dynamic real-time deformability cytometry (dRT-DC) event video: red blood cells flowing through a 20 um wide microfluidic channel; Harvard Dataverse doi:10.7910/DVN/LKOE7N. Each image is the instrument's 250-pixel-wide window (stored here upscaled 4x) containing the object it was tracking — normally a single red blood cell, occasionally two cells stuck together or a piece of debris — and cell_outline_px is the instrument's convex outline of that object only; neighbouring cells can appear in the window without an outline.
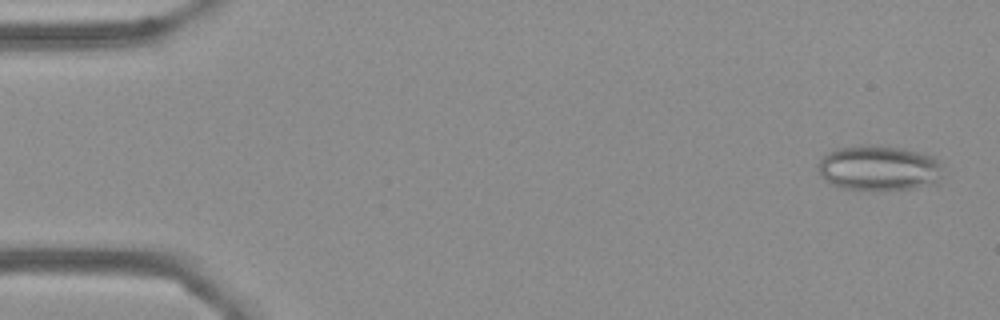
{"species": "Egyptian fruit bat (a non-hibernating species)", "species_latin": "Rousettus aegyptiacus", "temperature_condition": "cold", "stored_images_in_passage": 55, "camera_frame_rate_fps": 3000, "um_per_image_px": 0.085, "frame": {"image": 1, "passage_image": 2, "time_ms": 0.333, "image_size_px": [1000, 320], "cell_outline_px": [[944, 164], [940, 176], [936, 184], [916, 188], [880, 192], [844, 188], [832, 184], [820, 176], [816, 168], [816, 164], [828, 152], [836, 148], [860, 144], [876, 144], [904, 148], [924, 152], [940, 160]], "centroid_in_image_um": [74.73, 14.28], "position_along_channel_um": 10.3, "area_um2": 34.28}}
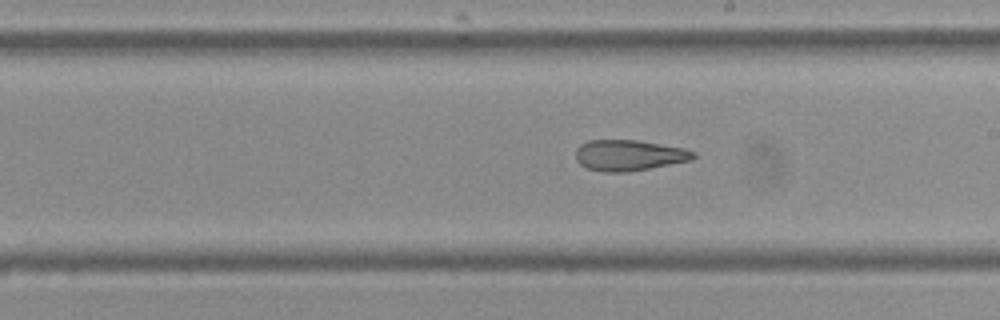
{"frame": {"image": 2, "passage_image": 31, "time_ms": 10.0, "image_size_px": [1000, 320], "cell_outline_px": [[696, 156], [692, 160], [628, 172], [604, 172], [588, 168], [580, 164], [576, 160], [576, 148], [580, 144], [588, 140], [640, 140], [684, 148], [696, 152]], "centroid_in_image_um": [53.47, 13.19], "position_along_channel_um": 235.5, "area_um2": 21.27}}
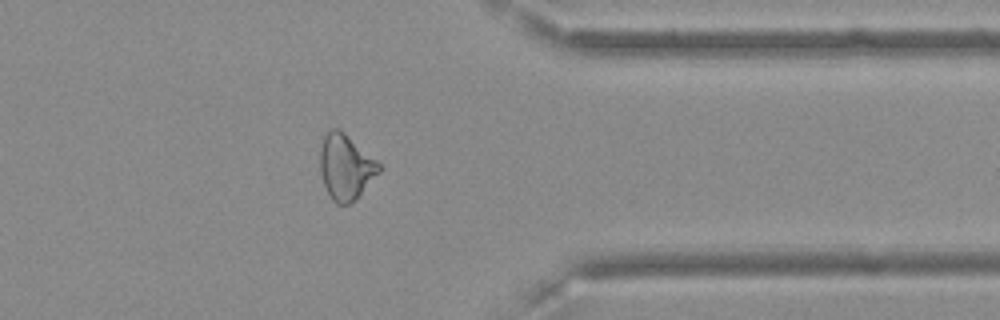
{"frame": {"image": 3, "passage_image": 44, "time_ms": 14.333, "image_size_px": [1000, 320], "cell_outline_px": [[380, 172], [356, 200], [348, 204], [336, 204], [332, 200], [324, 184], [320, 172], [320, 148], [324, 136], [328, 128], [336, 128], [344, 132], [376, 160], [380, 164]], "centroid_in_image_um": [29.37, 14.2], "position_along_channel_um": 382.0, "area_um2": 22.43}, "authors_computed_cell_mechanics": {"area_um2": 23.987, "velocity_mm_per_s": 3.6309, "shape_relaxation_time_tau1_ms": null, "shape_relaxation_time_tau2_ms": 5.3961, "deformation_change_tau1": null, "deformation_change_tau2": 0.1492}}